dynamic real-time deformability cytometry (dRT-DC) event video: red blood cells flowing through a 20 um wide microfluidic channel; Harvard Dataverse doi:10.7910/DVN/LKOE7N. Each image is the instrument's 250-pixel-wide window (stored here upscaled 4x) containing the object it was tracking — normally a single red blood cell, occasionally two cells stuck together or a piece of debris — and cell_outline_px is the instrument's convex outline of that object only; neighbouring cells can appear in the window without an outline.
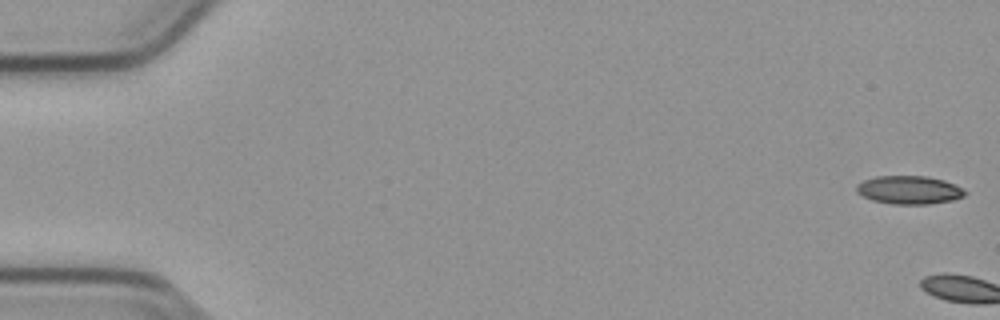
{"species": "common noctule bat (a hibernating species)", "species_latin": "Nyctalus noctula", "temperature_condition": "cold", "stored_images_in_passage": 3, "camera_frame_rate_fps": 3000, "um_per_image_px": 0.085, "animal": {"sex": "male", "body_mass_g": 23.1, "forearm_length_mm": 52.7}, "frame": {"image": 1, "passage_image": 1, "time_ms": 0.0, "image_size_px": [1000, 320], "cell_outline_px": [[968, 192], [964, 196], [952, 200], [928, 204], [892, 204], [872, 200], [856, 192], [856, 184], [864, 180], [876, 176], [928, 176], [944, 180], [964, 188]], "centroid_in_image_um": [77.29, 16.14], "position_along_channel_um": 7.7, "area_um2": 17.98}}